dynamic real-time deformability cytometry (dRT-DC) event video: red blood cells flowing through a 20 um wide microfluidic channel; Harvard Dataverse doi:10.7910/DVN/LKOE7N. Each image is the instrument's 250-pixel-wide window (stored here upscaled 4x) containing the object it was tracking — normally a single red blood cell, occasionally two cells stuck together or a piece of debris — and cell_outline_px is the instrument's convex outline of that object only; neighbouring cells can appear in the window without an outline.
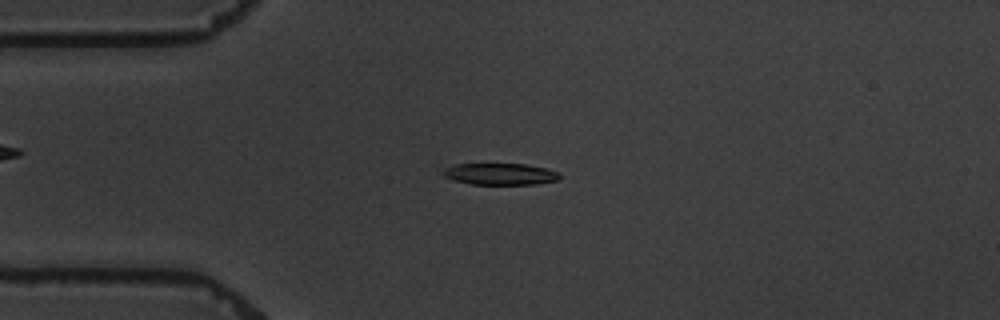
{"species": "common noctule bat (a hibernating species)", "species_latin": "Nyctalus noctula", "temperature_condition": "warm", "stored_images_in_passage": 7, "camera_frame_rate_fps": 3000, "um_per_image_px": 0.085, "animal": {"sex": "male", "body_mass_g": 19.5, "forearm_length_mm": 54.6}, "frame": {"image": 1, "passage_image": 4, "time_ms": 4.0, "image_size_px": [1000, 320], "cell_outline_px": [[560, 180], [536, 184], [472, 184], [452, 180], [444, 176], [440, 172], [452, 164], [524, 164], [544, 168], [560, 172]], "centroid_in_image_um": [42.5, 14.79], "position_along_channel_um": 42.5, "area_um2": 14.74}}